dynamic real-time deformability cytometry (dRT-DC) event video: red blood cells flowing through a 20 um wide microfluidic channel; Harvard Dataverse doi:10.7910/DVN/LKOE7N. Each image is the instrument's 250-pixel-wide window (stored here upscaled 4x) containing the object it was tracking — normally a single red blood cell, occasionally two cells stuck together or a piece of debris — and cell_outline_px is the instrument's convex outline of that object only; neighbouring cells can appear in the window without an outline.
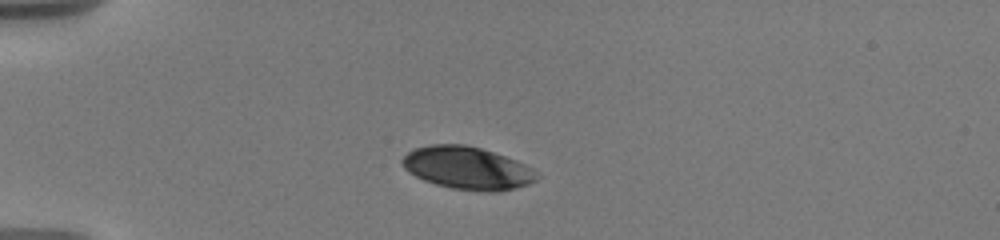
{"species": "human", "species_latin": "Homo sapiens", "temperature_condition": "warm", "stored_images_in_passage": 9, "camera_frame_rate_fps": 3000, "um_per_image_px": 0.085, "donor": {"sex": "male"}, "frame": {"image": 1, "passage_image": 6, "time_ms": 2.667, "image_size_px": [1000, 240], "cell_outline_px": [[540, 176], [536, 180], [528, 184], [516, 188], [496, 192], [488, 192], [452, 188], [436, 184], [424, 180], [408, 172], [404, 168], [400, 160], [412, 148], [428, 144], [464, 144], [480, 148], [516, 160], [532, 168]], "centroid_in_image_um": [39.71, 14.28], "position_along_channel_um": 45.3, "area_um2": 33.52}}
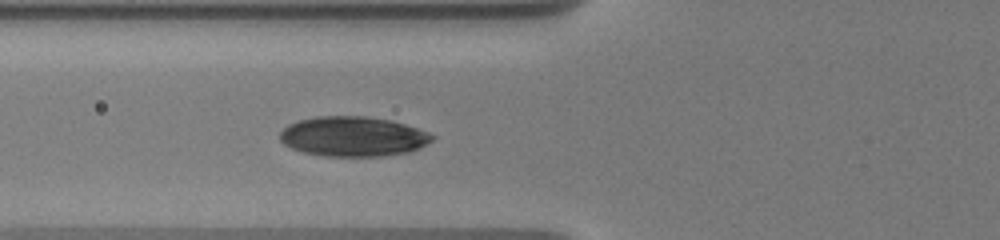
{"frame": {"image": 2, "passage_image": 9, "time_ms": 5.0, "image_size_px": [1000, 240], "cell_outline_px": [[436, 136], [432, 140], [420, 148], [408, 152], [380, 156], [324, 156], [304, 152], [292, 148], [284, 144], [280, 140], [280, 132], [288, 124], [300, 120], [316, 116], [368, 116], [388, 120], [404, 124], [428, 132]], "centroid_in_image_um": [30.0, 11.6], "position_along_channel_um": 95.8, "area_um2": 35.26}}